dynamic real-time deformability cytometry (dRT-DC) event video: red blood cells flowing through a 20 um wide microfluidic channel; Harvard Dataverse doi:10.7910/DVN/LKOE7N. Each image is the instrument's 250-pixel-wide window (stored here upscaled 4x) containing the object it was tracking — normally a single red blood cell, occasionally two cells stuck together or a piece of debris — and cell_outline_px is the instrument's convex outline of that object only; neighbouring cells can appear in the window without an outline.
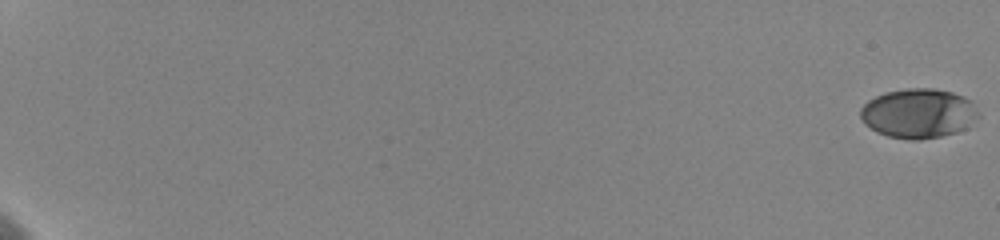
{"species": "human", "species_latin": "Homo sapiens", "temperature_condition": "cold", "stored_images_in_passage": 70, "camera_frame_rate_fps": 3000, "um_per_image_px": 0.085, "donor": {"sex": "female"}, "frame": {"image": 1, "passage_image": 1, "time_ms": 0.0, "image_size_px": [1000, 240], "cell_outline_px": [[980, 116], [968, 128], [956, 132], [940, 136], [920, 140], [912, 140], [888, 136], [876, 132], [864, 124], [860, 116], [860, 108], [868, 100], [884, 92], [908, 88], [932, 88], [952, 92], [964, 96], [972, 100], [980, 112]], "centroid_in_image_um": [78.1, 9.63], "position_along_channel_um": 6.9, "area_um2": 34.56}}
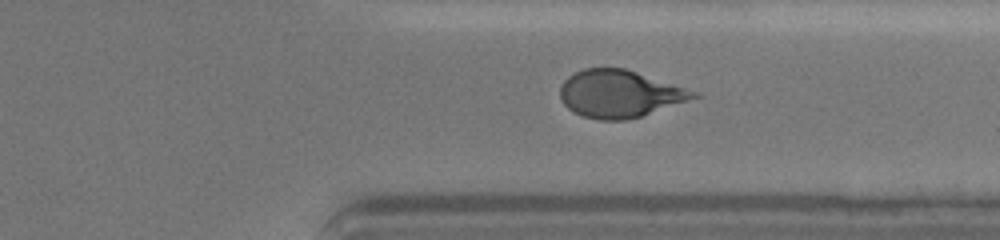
{"frame": {"image": 2, "passage_image": 57, "time_ms": 16.333, "image_size_px": [1000, 240], "cell_outline_px": [[704, 96], [640, 116], [624, 120], [600, 120], [584, 116], [572, 112], [560, 100], [560, 84], [568, 76], [584, 68], [624, 68], [700, 92]], "centroid_in_image_um": [52.69, 7.97], "position_along_channel_um": 358.7, "area_um2": 36.93}}
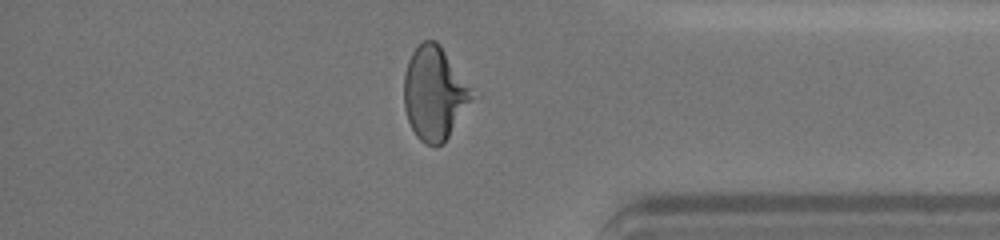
{"frame": {"image": 3, "passage_image": 62, "time_ms": 17.667, "image_size_px": [1000, 240], "cell_outline_px": [[484, 96], [444, 144], [424, 144], [416, 136], [408, 120], [404, 108], [404, 72], [408, 60], [412, 52], [424, 40], [436, 40], [440, 44], [484, 92]], "centroid_in_image_um": [37.17, 7.93], "position_along_channel_um": 398.0, "area_um2": 40.46}, "authors_computed_cell_mechanics": {"area_um2": 36.6452, "velocity_mm_per_s": 3.6, "shape_relaxation_time_tau1_ms": 3.5214, "shape_relaxation_time_tau2_ms": 0.9536, "deformation_change_tau1": 0.1582, "deformation_change_tau2": 0.0656}}